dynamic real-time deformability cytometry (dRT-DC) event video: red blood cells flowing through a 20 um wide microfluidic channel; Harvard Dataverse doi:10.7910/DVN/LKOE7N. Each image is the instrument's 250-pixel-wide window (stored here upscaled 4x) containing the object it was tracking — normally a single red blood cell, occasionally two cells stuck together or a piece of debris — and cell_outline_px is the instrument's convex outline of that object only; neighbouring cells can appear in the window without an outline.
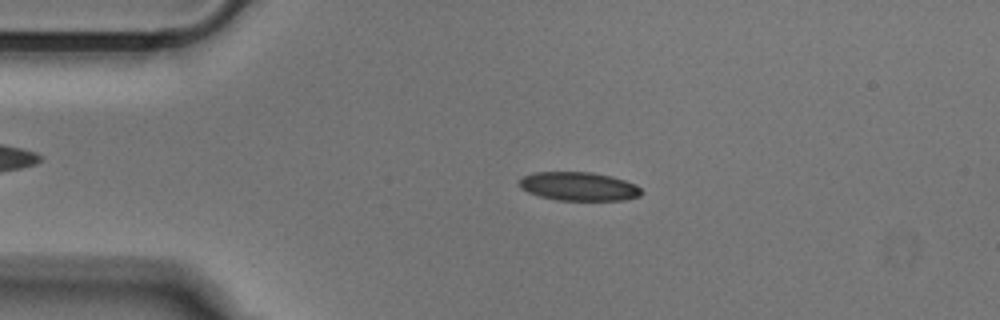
{"species": "Egyptian fruit bat (a non-hibernating species)", "species_latin": "Rousettus aegyptiacus", "temperature_condition": "cold", "stored_images_in_passage": 51, "camera_frame_rate_fps": 3000, "um_per_image_px": 0.085, "animal": {"sex": "male"}, "frame": {"image": 1, "passage_image": 10, "time_ms": 3.0, "image_size_px": [1000, 320], "cell_outline_px": [[644, 192], [640, 196], [624, 200], [556, 200], [540, 196], [528, 192], [520, 188], [520, 180], [524, 176], [536, 172], [592, 172], [612, 176], [636, 184]], "centroid_in_image_um": [49.23, 15.84], "position_along_channel_um": 35.8, "area_um2": 20.4}}
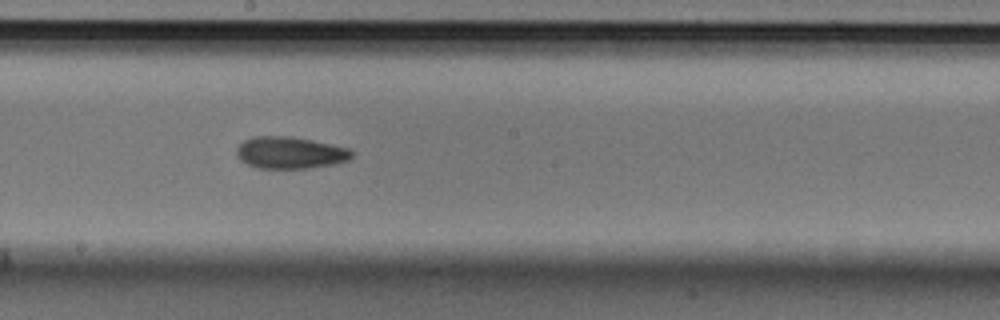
{"frame": {"image": 2, "passage_image": 27, "time_ms": 8.667, "image_size_px": [1000, 320], "cell_outline_px": [[352, 156], [348, 160], [336, 164], [308, 168], [256, 168], [240, 160], [236, 156], [236, 148], [244, 140], [252, 136], [288, 136], [312, 140], [348, 148], [352, 152]], "centroid_in_image_um": [24.62, 12.98], "position_along_channel_um": 223.6, "area_um2": 21.44}}
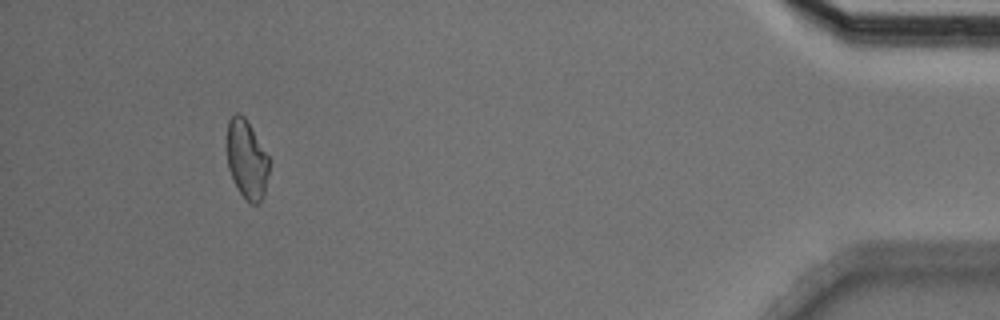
{"frame": {"image": 3, "passage_image": 47, "time_ms": 15.333, "image_size_px": [1000, 320], "cell_outline_px": [[272, 160], [264, 196], [256, 204], [252, 204], [244, 200], [236, 188], [228, 168], [224, 144], [228, 120], [236, 112], [240, 112], [244, 116]], "centroid_in_image_um": [20.96, 13.54], "position_along_channel_um": 414.2, "area_um2": 20.46}}